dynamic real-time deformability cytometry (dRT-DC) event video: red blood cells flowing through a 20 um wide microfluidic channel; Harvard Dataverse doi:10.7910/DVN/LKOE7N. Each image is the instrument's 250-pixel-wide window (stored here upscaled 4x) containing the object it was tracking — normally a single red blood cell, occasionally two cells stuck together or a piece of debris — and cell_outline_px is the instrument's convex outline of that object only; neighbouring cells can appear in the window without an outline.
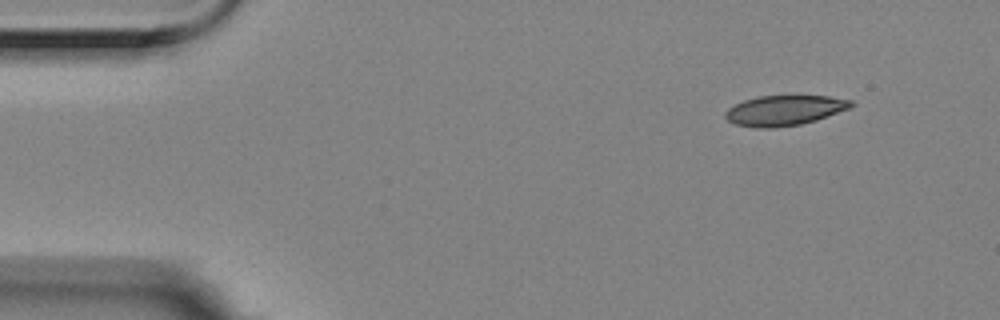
{"species": "Egyptian fruit bat (a non-hibernating species)", "species_latin": "Rousettus aegyptiacus", "temperature_condition": "room temperature", "stored_images_in_passage": 4, "camera_frame_rate_fps": 3000, "um_per_image_px": 0.085, "animal": {"sex": "female"}, "frame": {"image": 1, "passage_image": 1, "time_ms": 0.0, "image_size_px": [1000, 320], "cell_outline_px": [[856, 104], [852, 108], [816, 120], [800, 124], [776, 128], [756, 128], [732, 124], [724, 116], [724, 112], [728, 108], [744, 100], [756, 96], [828, 96], [852, 100]], "centroid_in_image_um": [66.68, 9.39], "position_along_channel_um": 18.3, "area_um2": 22.37}}
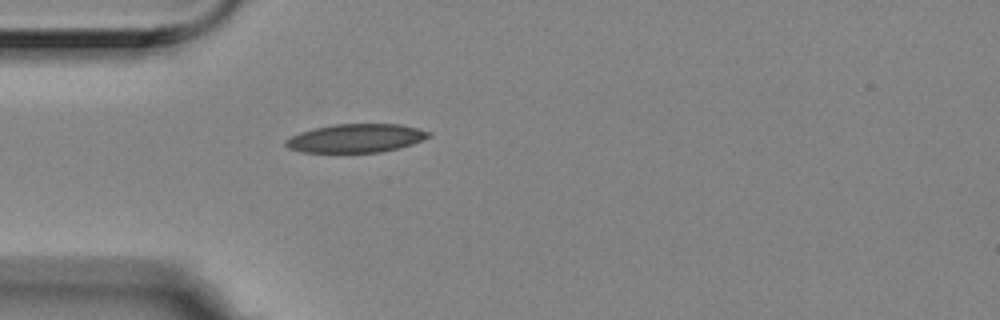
{"frame": {"image": 2, "passage_image": 4, "time_ms": 1.0, "image_size_px": [1000, 320], "cell_outline_px": [[432, 136], [412, 144], [400, 148], [380, 152], [300, 152], [288, 148], [284, 144], [284, 140], [300, 132], [332, 124], [400, 124], [432, 132]], "centroid_in_image_um": [30.26, 11.75], "position_along_channel_um": 54.7, "area_um2": 23.81}}